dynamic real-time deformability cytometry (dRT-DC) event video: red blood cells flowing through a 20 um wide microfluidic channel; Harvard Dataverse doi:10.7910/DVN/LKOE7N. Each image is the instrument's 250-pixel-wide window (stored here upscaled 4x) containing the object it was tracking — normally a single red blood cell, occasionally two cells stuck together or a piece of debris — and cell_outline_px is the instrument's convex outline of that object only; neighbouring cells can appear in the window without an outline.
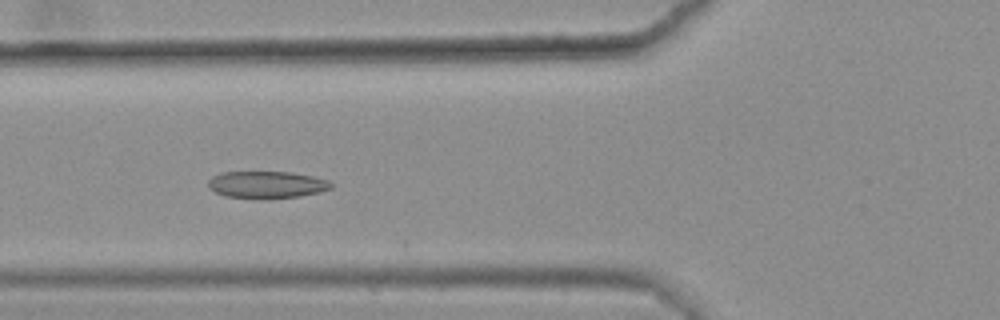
{"species": "common noctule bat (a hibernating species)", "species_latin": "Nyctalus noctula", "temperature_condition": "warm", "stored_images_in_passage": 48, "camera_frame_rate_fps": 3000, "um_per_image_px": 0.085, "animal": {"sex": "female", "body_mass_g": 25.1}, "frame": {"image": 1, "passage_image": 22, "time_ms": 7.0, "image_size_px": [1000, 320], "cell_outline_px": [[332, 188], [320, 192], [300, 196], [224, 196], [208, 188], [208, 180], [212, 176], [220, 172], [292, 172], [312, 176], [328, 180], [332, 184]], "centroid_in_image_um": [22.67, 15.65], "position_along_channel_um": 103.1, "area_um2": 18.67}}
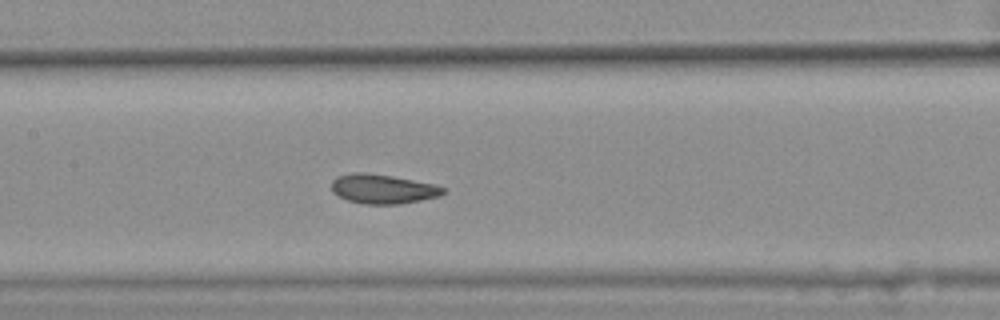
{"frame": {"image": 2, "passage_image": 28, "time_ms": 9.0, "image_size_px": [1000, 320], "cell_outline_px": [[448, 192], [440, 196], [400, 204], [364, 204], [348, 200], [332, 192], [332, 180], [336, 176], [352, 172], [364, 172], [392, 176], [432, 184], [448, 188]], "centroid_in_image_um": [32.56, 16.06], "position_along_channel_um": 174.8, "area_um2": 19.19}}
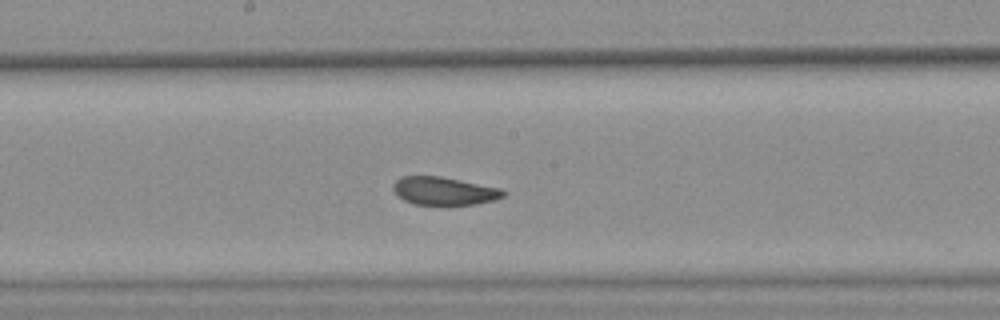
{"frame": {"image": 3, "passage_image": 31, "time_ms": 10.0, "image_size_px": [1000, 320], "cell_outline_px": [[504, 196], [492, 200], [476, 204], [416, 204], [404, 200], [392, 188], [392, 184], [396, 180], [404, 176], [440, 176], [500, 188], [504, 192]], "centroid_in_image_um": [37.72, 16.22], "position_along_channel_um": 210.5, "area_um2": 17.57}, "authors_computed_cell_mechanics": {"area_um2": 19.4786, "velocity_mm_per_s": 3.5784, "shape_relaxation_time_tau1_ms": 6.1172, "shape_relaxation_time_tau2_ms": 1.0853, "deformation_change_tau1": 0.1381, "deformation_change_tau2": 0.0665}}